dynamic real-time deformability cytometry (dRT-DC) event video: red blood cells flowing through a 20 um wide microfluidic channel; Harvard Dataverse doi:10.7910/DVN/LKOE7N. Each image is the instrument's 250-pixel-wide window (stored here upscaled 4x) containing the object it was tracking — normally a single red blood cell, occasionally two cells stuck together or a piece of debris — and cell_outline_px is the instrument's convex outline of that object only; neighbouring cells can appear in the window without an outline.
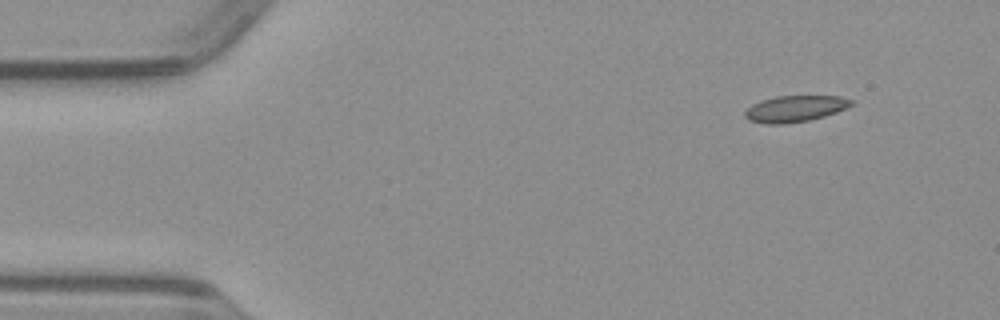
{"species": "common noctule bat (a hibernating species)", "species_latin": "Nyctalus noctula", "temperature_condition": "warm", "stored_images_in_passage": 7, "segment_of_instrument_passage": [2, 2], "camera_frame_rate_fps": 3000, "um_per_image_px": 0.085, "animal": {"sex": "male", "body_mass_g": 23.1, "forearm_length_mm": 52.7}, "frame": {"image": 1, "passage_image": 7, "time_ms": 2.0, "image_size_px": [1000, 320], "cell_outline_px": [[856, 104], [836, 112], [824, 116], [808, 120], [784, 124], [764, 124], [748, 120], [744, 116], [744, 112], [752, 104], [760, 100], [776, 96], [840, 96], [856, 100]], "centroid_in_image_um": [67.6, 9.23], "position_along_channel_um": 17.4, "area_um2": 16.53}}